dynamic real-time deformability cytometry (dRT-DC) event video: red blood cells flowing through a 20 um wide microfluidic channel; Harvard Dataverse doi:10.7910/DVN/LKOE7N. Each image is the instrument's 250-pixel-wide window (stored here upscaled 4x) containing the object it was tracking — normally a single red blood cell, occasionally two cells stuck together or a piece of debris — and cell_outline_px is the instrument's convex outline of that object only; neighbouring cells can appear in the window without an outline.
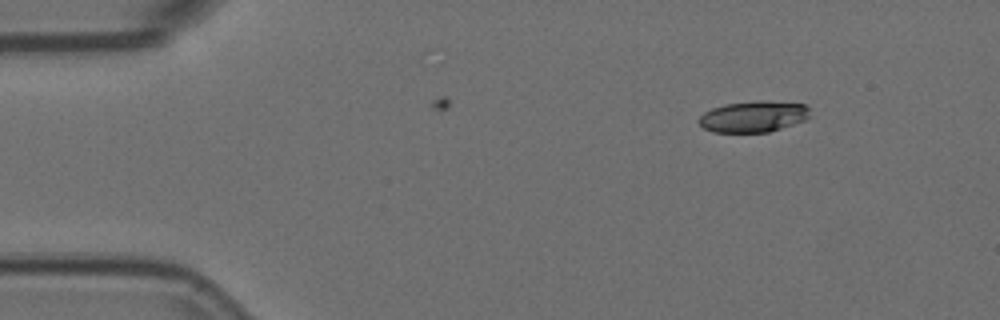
{"species": "Egyptian fruit bat (a non-hibernating species)", "species_latin": "Rousettus aegyptiacus", "temperature_condition": "room temperature", "stored_images_in_passage": 3, "camera_frame_rate_fps": 3000, "um_per_image_px": 0.085, "animal": {"sex": "female"}, "frame": {"image": 1, "passage_image": 1, "time_ms": 0.0, "image_size_px": [1000, 320], "cell_outline_px": [[808, 116], [804, 120], [768, 132], [712, 132], [704, 128], [696, 120], [704, 112], [712, 108], [724, 104], [760, 100], [764, 100], [804, 104], [808, 108]], "centroid_in_image_um": [63.98, 9.9], "position_along_channel_um": 21.0, "area_um2": 20.06}}